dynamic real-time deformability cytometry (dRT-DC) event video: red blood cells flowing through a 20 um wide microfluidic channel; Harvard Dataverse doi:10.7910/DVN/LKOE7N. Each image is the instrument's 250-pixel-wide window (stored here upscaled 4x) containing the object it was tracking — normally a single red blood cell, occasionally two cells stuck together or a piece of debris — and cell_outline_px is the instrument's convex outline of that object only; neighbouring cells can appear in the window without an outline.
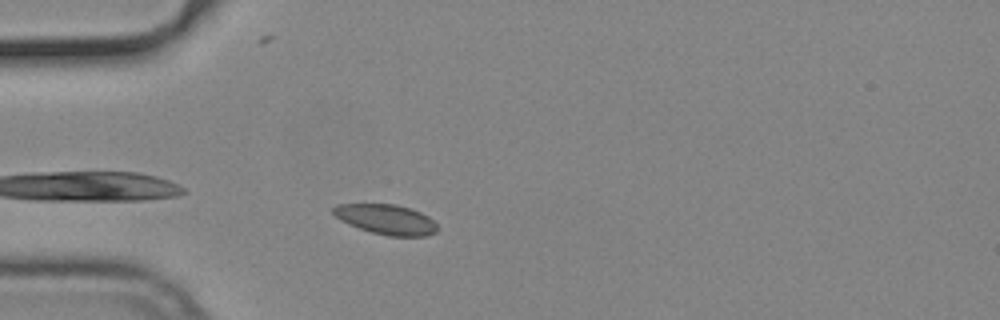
{"species": "common noctule bat (a hibernating species)", "species_latin": "Nyctalus noctula", "temperature_condition": "cold", "stored_images_in_passage": 30, "camera_frame_rate_fps": 3000, "um_per_image_px": 0.085, "animal": {"sex": "male", "body_mass_g": 19.2, "forearm_length_mm": 51.8}, "frame": {"image": 1, "passage_image": 2, "time_ms": 0.333, "image_size_px": [1000, 320], "cell_outline_px": [[440, 228], [436, 232], [424, 236], [388, 236], [372, 232], [348, 224], [340, 220], [332, 212], [332, 208], [336, 204], [396, 204], [412, 208], [428, 216]], "centroid_in_image_um": [32.84, 18.64], "position_along_channel_um": 52.2, "area_um2": 18.26}}
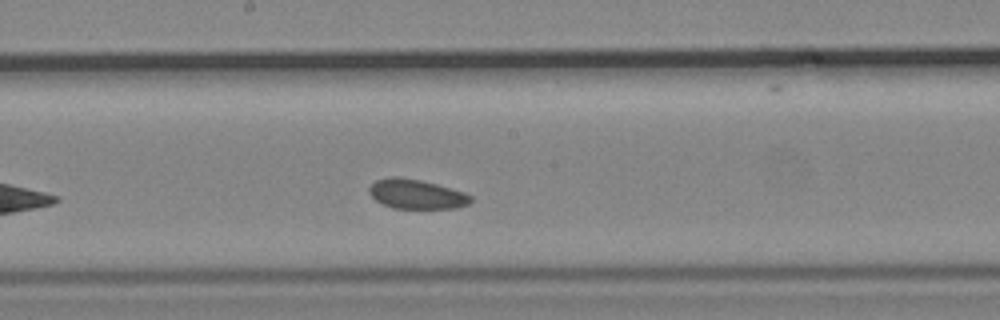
{"frame": {"image": 2, "passage_image": 16, "time_ms": 5.0, "image_size_px": [1000, 320], "cell_outline_px": [[472, 200], [468, 204], [456, 208], [392, 208], [376, 200], [368, 192], [368, 188], [376, 180], [392, 176], [396, 176], [420, 180], [436, 184], [464, 192], [472, 196]], "centroid_in_image_um": [35.39, 16.5], "position_along_channel_um": 212.8, "area_um2": 17.34}}
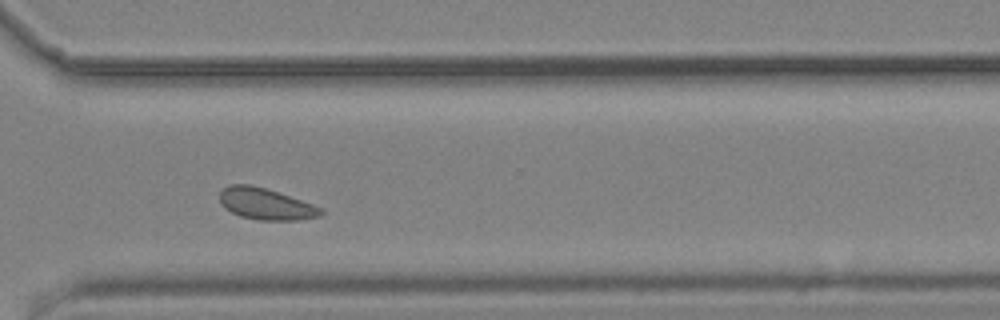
{"frame": {"image": 3, "passage_image": 27, "time_ms": 8.667, "image_size_px": [1000, 320], "cell_outline_px": [[324, 212], [320, 216], [300, 220], [260, 220], [240, 216], [224, 208], [220, 204], [220, 192], [228, 184], [252, 184], [312, 204], [320, 208]], "centroid_in_image_um": [22.55, 17.34], "position_along_channel_um": 348.1, "area_um2": 18.38}, "authors_computed_cell_mechanics": {"area_um2": 18.2648, "velocity_mm_per_s": 3.6935, "shape_relaxation_time_tau1_ms": null, "shape_relaxation_time_tau2_ms": 5.3962, "deformation_change_tau1": null, "deformation_change_tau2": 0.0926}}